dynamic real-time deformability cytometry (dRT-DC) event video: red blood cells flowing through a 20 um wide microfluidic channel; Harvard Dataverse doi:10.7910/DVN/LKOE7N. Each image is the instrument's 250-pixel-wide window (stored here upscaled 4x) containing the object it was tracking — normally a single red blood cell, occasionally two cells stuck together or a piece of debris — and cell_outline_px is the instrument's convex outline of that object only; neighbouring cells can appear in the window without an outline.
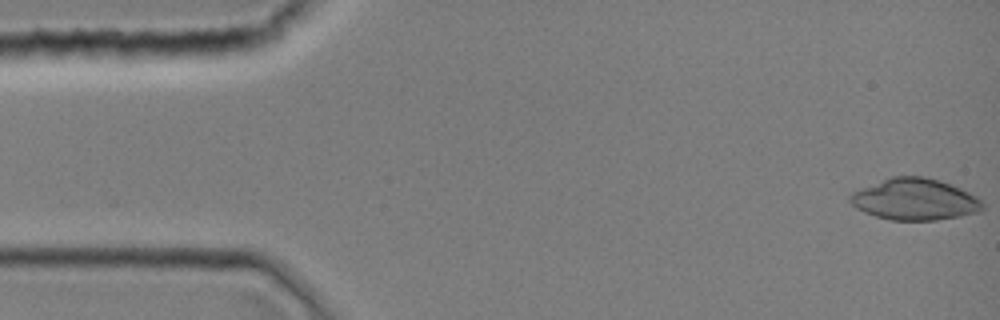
{"species": "common noctule bat (a hibernating species)", "species_latin": "Nyctalus noctula", "temperature_condition": "room temperature", "stored_images_in_passage": 42, "camera_frame_rate_fps": 3000, "um_per_image_px": 0.085, "animal": {"sex": "female", "body_mass_g": 19.0, "forearm_length_mm": 51.5}, "frame": {"image": 1, "passage_image": 1, "time_ms": 0.0, "image_size_px": [1000, 320], "cell_outline_px": [[984, 208], [980, 212], [960, 216], [936, 220], [888, 220], [864, 212], [856, 208], [848, 200], [848, 196], [852, 192], [860, 188], [892, 176], [924, 176], [940, 180], [952, 184], [984, 200]], "centroid_in_image_um": [77.77, 16.94], "position_along_channel_um": 7.2, "area_um2": 32.37}}
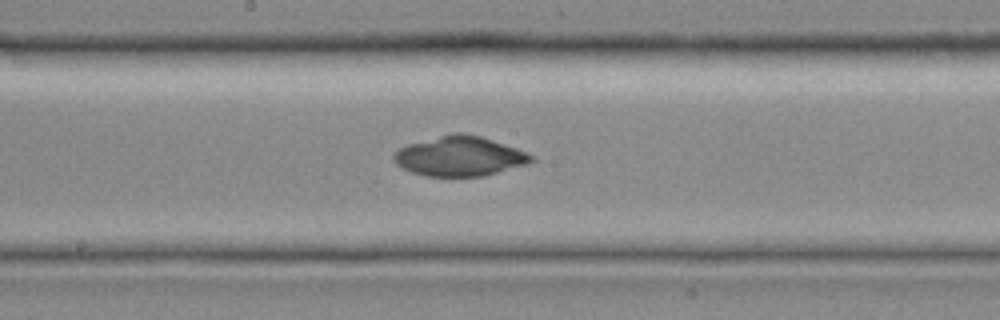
{"frame": {"image": 2, "passage_image": 23, "time_ms": 7.333, "image_size_px": [1000, 320], "cell_outline_px": [[536, 160], [528, 164], [480, 176], [424, 176], [412, 172], [396, 164], [392, 160], [392, 156], [400, 148], [408, 144], [452, 132], [464, 132], [480, 136], [528, 152]], "centroid_in_image_um": [39.06, 13.27], "position_along_channel_um": 209.1, "area_um2": 31.73}}
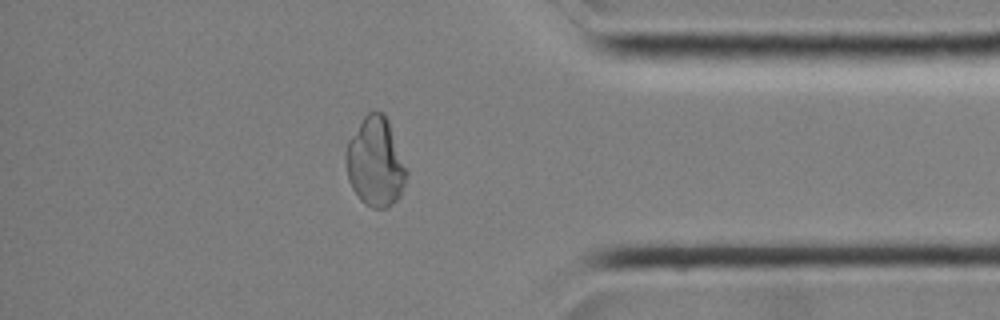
{"frame": {"image": 3, "passage_image": 37, "time_ms": 12.0, "image_size_px": [1000, 320], "cell_outline_px": [[408, 172], [400, 196], [388, 208], [372, 208], [364, 204], [360, 200], [352, 188], [348, 180], [344, 160], [344, 156], [348, 140], [364, 116], [368, 112], [384, 112], [388, 120], [408, 168]], "centroid_in_image_um": [31.91, 13.79], "position_along_channel_um": 403.3, "area_um2": 31.91}}